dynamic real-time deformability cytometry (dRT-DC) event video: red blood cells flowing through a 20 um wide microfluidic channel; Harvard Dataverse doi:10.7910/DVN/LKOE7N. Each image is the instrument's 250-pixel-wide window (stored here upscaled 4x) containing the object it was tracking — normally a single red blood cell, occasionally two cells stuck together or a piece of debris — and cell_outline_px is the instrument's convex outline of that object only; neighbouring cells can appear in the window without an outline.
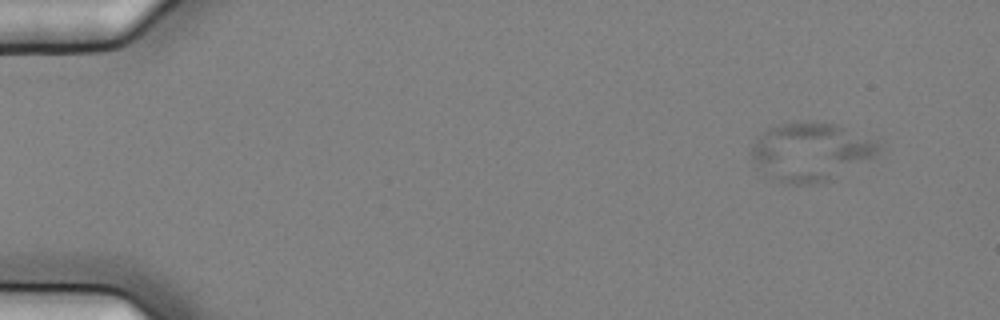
{"species": "common noctule bat (a hibernating species)", "species_latin": "Nyctalus noctula", "temperature_condition": "cold", "stored_images_in_passage": 10, "camera_frame_rate_fps": 3000, "um_per_image_px": 0.085, "animal": {"sex": "female", "body_mass_g": 25.1}, "frame": {"image": 1, "passage_image": 2, "time_ms": 0.333, "image_size_px": [1000, 320], "cell_outline_px": [[884, 148], [876, 156], [828, 180], [812, 184], [788, 184], [772, 180], [752, 160], [748, 152], [756, 136], [768, 128], [780, 124], [804, 120], [812, 120], [836, 124], [876, 140]], "centroid_in_image_um": [68.88, 12.87], "position_along_channel_um": 16.1, "area_um2": 43.7}}
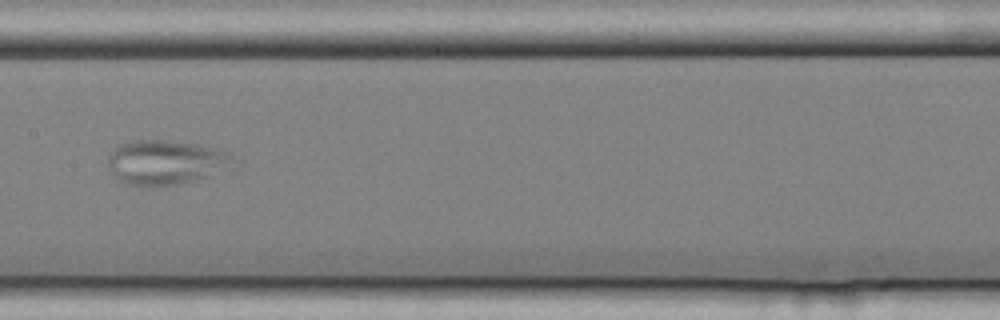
{"frame": {"image": 2, "passage_image": 9, "time_ms": 2.667, "image_size_px": [1000, 320], "cell_outline_px": [[240, 168], [180, 184], [156, 188], [152, 188], [124, 184], [116, 180], [108, 168], [108, 156], [116, 144], [128, 140], [172, 140], [200, 144], [220, 148], [228, 152], [240, 160]], "centroid_in_image_um": [14.2, 13.81], "position_along_channel_um": 193.2, "area_um2": 34.68}}
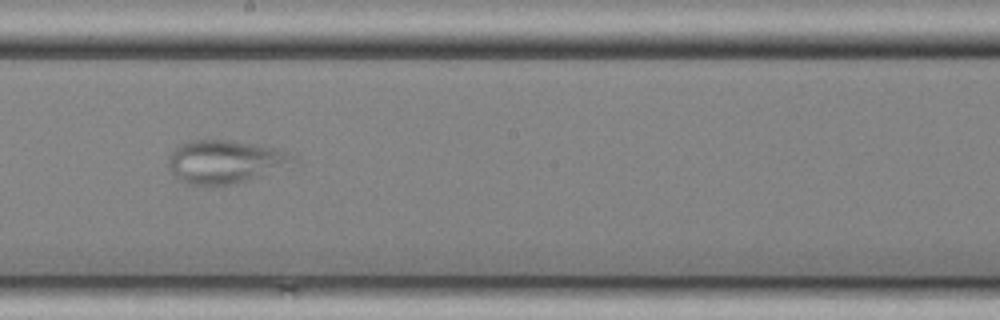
{"frame": {"image": 3, "passage_image": 10, "time_ms": 3.0, "image_size_px": [1000, 320], "cell_outline_px": [[300, 168], [228, 184], [188, 184], [176, 180], [168, 164], [168, 156], [180, 144], [192, 140], [232, 140], [276, 148], [300, 160]], "centroid_in_image_um": [19.28, 13.76], "position_along_channel_um": 228.9, "area_um2": 32.19}}